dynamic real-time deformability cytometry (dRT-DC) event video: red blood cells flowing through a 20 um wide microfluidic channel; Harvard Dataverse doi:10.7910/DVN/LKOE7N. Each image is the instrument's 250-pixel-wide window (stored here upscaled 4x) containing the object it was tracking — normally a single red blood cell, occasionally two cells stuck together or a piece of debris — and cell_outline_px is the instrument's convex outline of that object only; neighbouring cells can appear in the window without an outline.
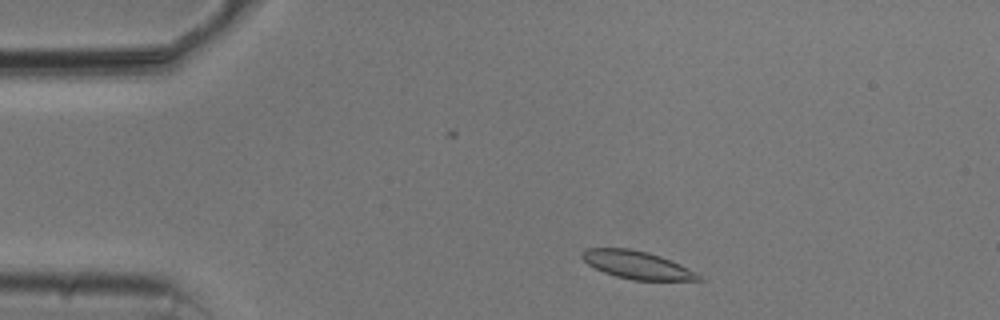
{"species": "common noctule bat (a hibernating species)", "species_latin": "Nyctalus noctula", "temperature_condition": "cold", "stored_images_in_passage": 47, "camera_frame_rate_fps": 3000, "um_per_image_px": 0.085, "animal": {"sex": "male", "body_mass_g": 20.5, "forearm_length_mm": 52.5}, "frame": {"image": 1, "passage_image": 3, "time_ms": 0.667, "image_size_px": [1000, 320], "cell_outline_px": [[688, 280], [640, 280], [620, 276], [608, 272], [592, 264], [588, 260], [596, 248], [620, 248], [640, 252], [656, 256], [668, 260], [684, 268]], "centroid_in_image_um": [54.1, 22.52], "position_along_channel_um": 30.9, "area_um2": 15.61}}
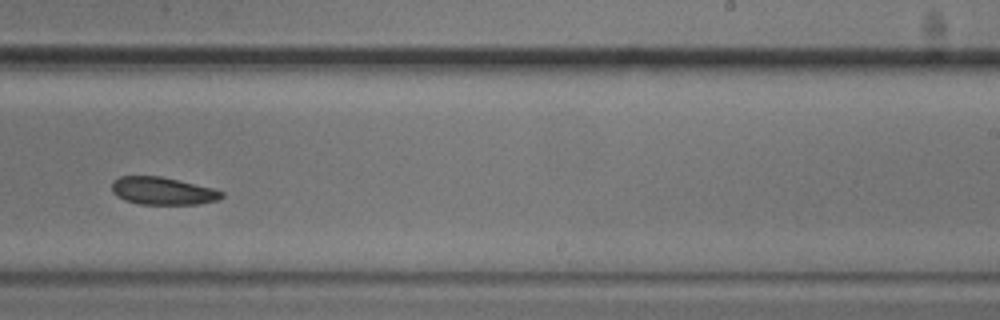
{"frame": {"image": 2, "passage_image": 27, "time_ms": 8.667, "image_size_px": [1000, 320], "cell_outline_px": [[220, 196], [212, 200], [192, 204], [148, 204], [128, 200], [120, 196], [112, 188], [112, 184], [116, 180], [124, 176], [156, 176], [208, 188], [220, 192]], "centroid_in_image_um": [13.74, 16.22], "position_along_channel_um": 275.3, "area_um2": 16.13}}
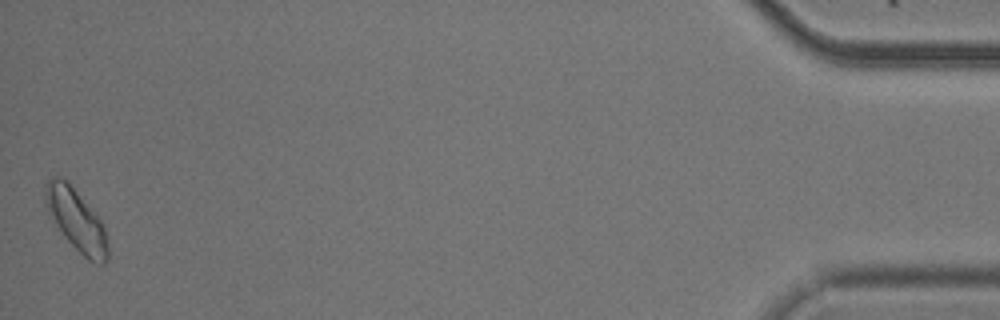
{"frame": {"image": 3, "passage_image": 47, "time_ms": 15.333, "image_size_px": [1000, 320], "cell_outline_px": [[104, 248], [88, 256], [64, 232], [52, 208], [52, 184], [64, 180], [68, 184], [100, 224], [104, 236]], "centroid_in_image_um": [6.52, 18.62], "position_along_channel_um": 428.7, "area_um2": 15.66}}